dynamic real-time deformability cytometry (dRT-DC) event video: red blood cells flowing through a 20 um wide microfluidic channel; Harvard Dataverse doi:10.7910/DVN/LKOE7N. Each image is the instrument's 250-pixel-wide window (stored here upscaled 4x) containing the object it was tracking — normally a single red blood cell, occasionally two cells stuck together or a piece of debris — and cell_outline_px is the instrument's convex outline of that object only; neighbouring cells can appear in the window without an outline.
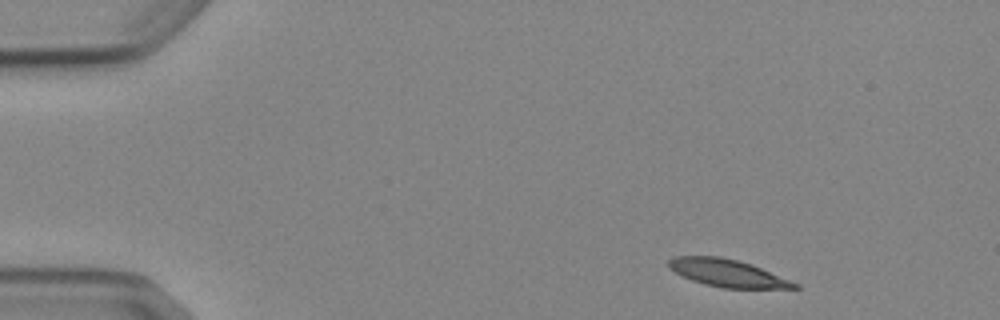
{"species": "Egyptian fruit bat (a non-hibernating species)", "species_latin": "Rousettus aegyptiacus", "temperature_condition": "cold", "stored_images_in_passage": 4, "camera_frame_rate_fps": 3000, "um_per_image_px": 0.085, "animal": {"sex": "female"}, "frame": {"image": 1, "passage_image": 1, "time_ms": 0.0, "image_size_px": [1000, 320], "cell_outline_px": [[800, 288], [720, 288], [704, 284], [692, 280], [668, 268], [668, 260], [672, 256], [720, 256], [752, 264], [800, 284]], "centroid_in_image_um": [61.83, 23.21], "position_along_channel_um": 23.2, "area_um2": 20.11}}
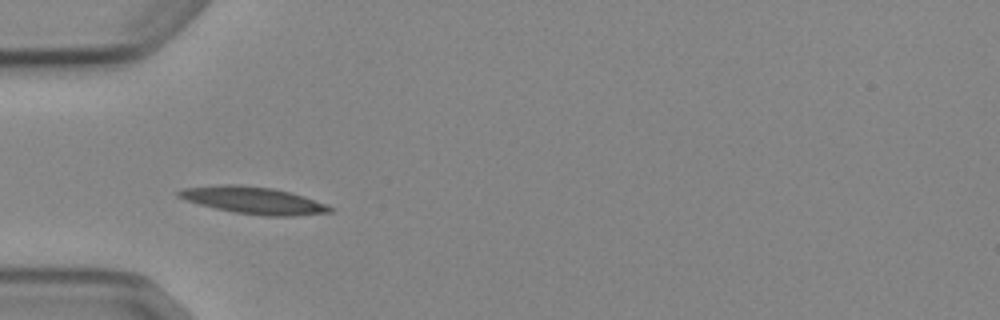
{"frame": {"image": 2, "passage_image": 4, "time_ms": 3.333, "image_size_px": [1000, 320], "cell_outline_px": [[336, 208], [332, 212], [296, 216], [264, 216], [236, 212], [216, 208], [200, 204], [176, 196], [176, 192], [184, 188], [224, 184], [236, 184], [272, 188], [304, 196]], "centroid_in_image_um": [21.59, 17.03], "position_along_channel_um": 63.4, "area_um2": 23.64}}